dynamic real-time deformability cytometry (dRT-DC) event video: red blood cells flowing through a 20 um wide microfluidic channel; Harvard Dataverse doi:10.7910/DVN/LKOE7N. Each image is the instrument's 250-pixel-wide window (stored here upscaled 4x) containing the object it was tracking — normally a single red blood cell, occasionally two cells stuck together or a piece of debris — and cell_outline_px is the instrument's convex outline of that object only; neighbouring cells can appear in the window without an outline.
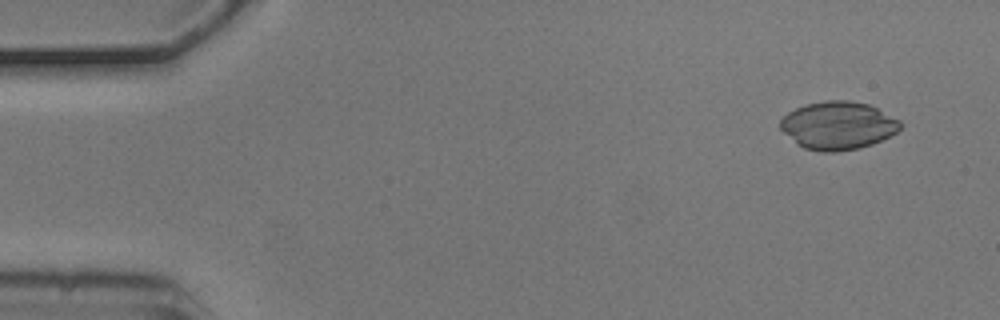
{"species": "common noctule bat (a hibernating species)", "species_latin": "Nyctalus noctula", "temperature_condition": "cold", "stored_images_in_passage": 4, "camera_frame_rate_fps": 3000, "um_per_image_px": 0.085, "animal": {"sex": "male", "body_mass_g": 20.5, "forearm_length_mm": 52.5}, "frame": {"image": 1, "passage_image": 1, "time_ms": 0.0, "image_size_px": [1000, 320], "cell_outline_px": [[904, 124], [896, 132], [872, 144], [860, 148], [836, 152], [820, 152], [804, 148], [796, 144], [780, 128], [780, 120], [788, 112], [796, 108], [808, 104], [824, 100], [848, 100], [868, 104], [900, 120]], "centroid_in_image_um": [71.22, 10.67], "position_along_channel_um": 13.8, "area_um2": 33.52}}